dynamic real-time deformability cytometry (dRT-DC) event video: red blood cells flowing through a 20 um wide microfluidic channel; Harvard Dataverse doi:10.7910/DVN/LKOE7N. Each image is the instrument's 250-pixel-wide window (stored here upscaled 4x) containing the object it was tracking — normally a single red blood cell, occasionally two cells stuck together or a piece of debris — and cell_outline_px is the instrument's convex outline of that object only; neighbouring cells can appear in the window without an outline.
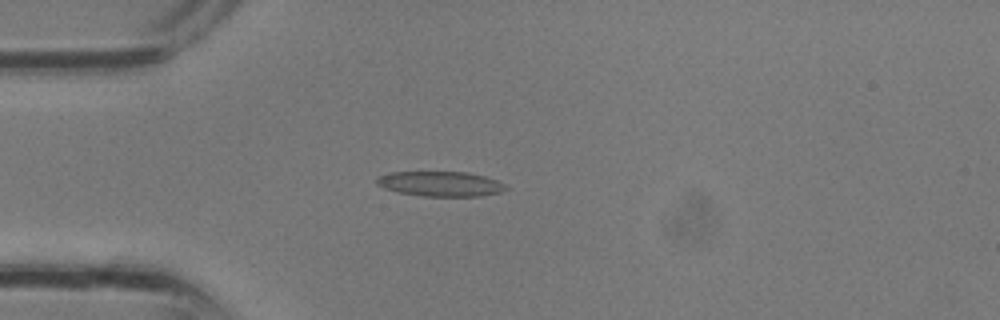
{"species": "common noctule bat (a hibernating species)", "species_latin": "Nyctalus noctula", "temperature_condition": "room temperature", "stored_images_in_passage": 16, "camera_frame_rate_fps": 3000, "um_per_image_px": 0.085, "animal": {"sex": "male", "body_mass_g": 13.3}, "frame": {"image": 1, "passage_image": 5, "time_ms": 1.333, "image_size_px": [1000, 320], "cell_outline_px": [[508, 188], [500, 192], [480, 196], [424, 196], [396, 192], [384, 188], [376, 184], [376, 176], [392, 172], [468, 172], [484, 176], [496, 180], [504, 184]], "centroid_in_image_um": [37.4, 15.62], "position_along_channel_um": 47.6, "area_um2": 18.79}}
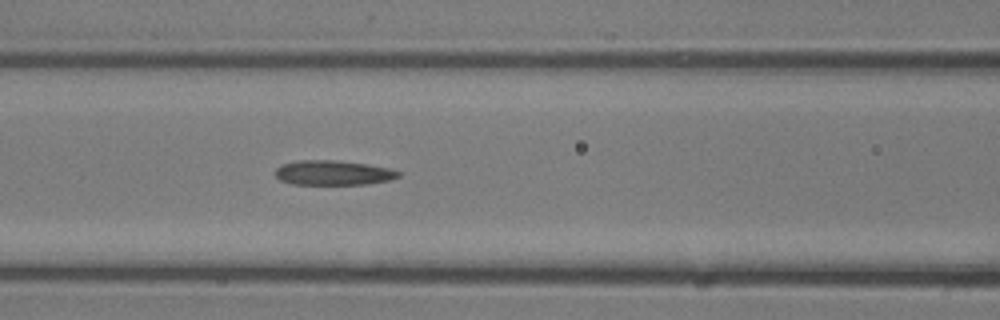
{"frame": {"image": 2, "passage_image": 10, "time_ms": 3.0, "image_size_px": [1000, 320], "cell_outline_px": [[400, 176], [388, 180], [364, 184], [292, 184], [280, 180], [276, 176], [276, 168], [284, 164], [296, 160], [332, 160], [368, 164], [388, 168], [400, 172]], "centroid_in_image_um": [28.3, 14.68], "position_along_channel_um": 138.3, "area_um2": 17.51}}
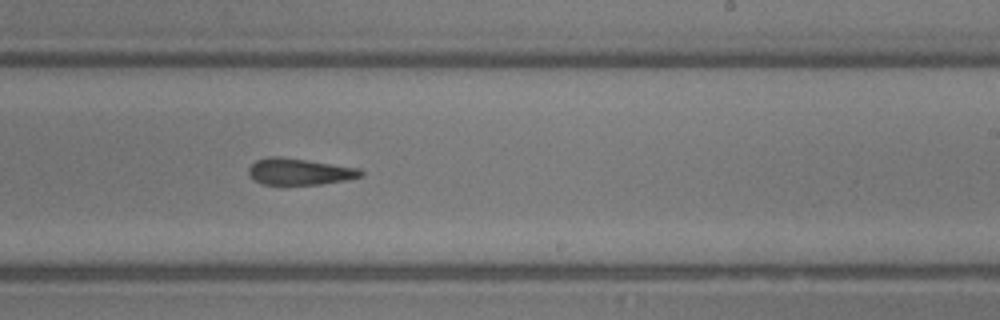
{"frame": {"image": 3, "passage_image": 16, "time_ms": 5.0, "image_size_px": [1000, 320], "cell_outline_px": [[364, 176], [348, 180], [320, 184], [264, 184], [256, 180], [248, 172], [248, 168], [256, 160], [268, 156], [280, 156], [308, 160], [360, 168], [364, 172]], "centroid_in_image_um": [25.51, 14.57], "position_along_channel_um": 263.5, "area_um2": 17.34}}